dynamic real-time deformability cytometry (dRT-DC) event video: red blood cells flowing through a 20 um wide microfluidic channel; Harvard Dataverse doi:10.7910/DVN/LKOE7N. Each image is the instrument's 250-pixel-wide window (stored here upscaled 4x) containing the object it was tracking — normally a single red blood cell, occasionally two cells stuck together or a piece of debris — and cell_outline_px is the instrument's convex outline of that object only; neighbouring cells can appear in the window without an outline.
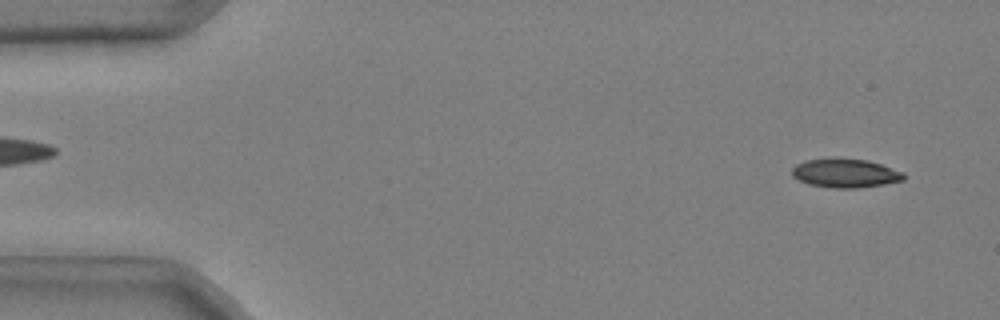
{"species": "common noctule bat (a hibernating species)", "species_latin": "Nyctalus noctula", "temperature_condition": "cold", "stored_images_in_passage": 50, "camera_frame_rate_fps": 3000, "um_per_image_px": 0.085, "animal": {"sex": "male", "body_mass_g": 20.4}, "frame": {"image": 1, "passage_image": 3, "time_ms": 0.667, "image_size_px": [1000, 320], "cell_outline_px": [[908, 176], [904, 180], [884, 184], [856, 188], [832, 188], [808, 184], [792, 176], [792, 168], [796, 164], [808, 160], [868, 160], [904, 172]], "centroid_in_image_um": [71.9, 14.75], "position_along_channel_um": 13.1, "area_um2": 18.32}}
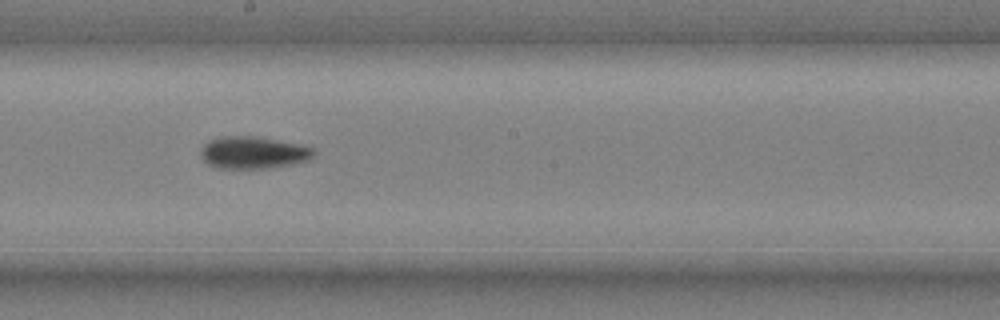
{"frame": {"image": 2, "passage_image": 29, "time_ms": 9.333, "image_size_px": [1000, 320], "cell_outline_px": [[316, 156], [308, 160], [292, 164], [272, 168], [220, 168], [208, 164], [200, 156], [200, 148], [208, 140], [220, 136], [252, 136], [304, 144], [312, 148], [316, 152]], "centroid_in_image_um": [21.55, 12.96], "position_along_channel_um": 226.7, "area_um2": 21.5}}
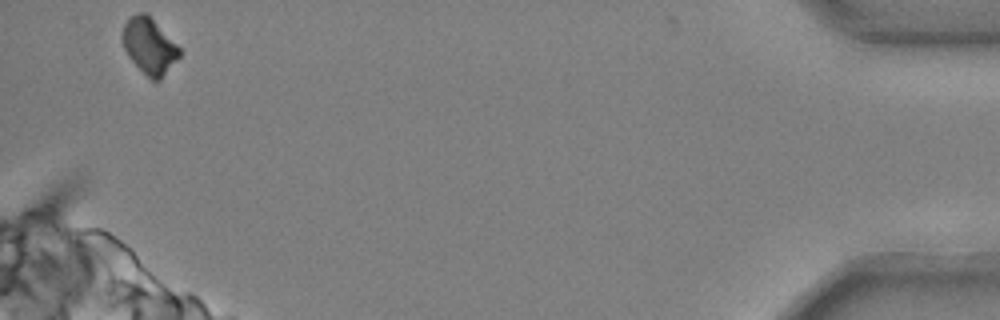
{"frame": {"image": 3, "passage_image": 50, "time_ms": 16.333, "image_size_px": [1000, 320], "cell_outline_px": [[180, 56], [160, 80], [152, 80], [128, 56], [124, 48], [120, 36], [124, 24], [136, 12], [144, 12], [180, 48]], "centroid_in_image_um": [12.66, 3.91], "position_along_channel_um": 422.5, "area_um2": 18.03}, "authors_computed_cell_mechanics": {"area_um2": 20.2878, "velocity_mm_per_s": 3.7152, "shape_relaxation_time_tau1_ms": 4.3581, "shape_relaxation_time_tau2_ms": 4.5413, "deformation_change_tau1": 0.1345, "deformation_change_tau2": 0.1033}}